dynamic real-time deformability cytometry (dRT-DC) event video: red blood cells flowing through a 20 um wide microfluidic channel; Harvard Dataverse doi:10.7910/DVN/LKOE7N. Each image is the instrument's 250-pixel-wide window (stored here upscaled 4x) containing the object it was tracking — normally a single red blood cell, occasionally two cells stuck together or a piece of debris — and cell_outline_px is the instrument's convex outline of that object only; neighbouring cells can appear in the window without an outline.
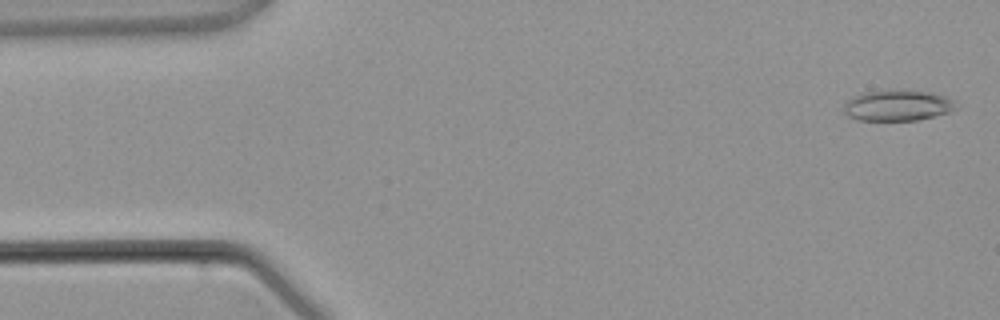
{"species": "common noctule bat (a hibernating species)", "species_latin": "Nyctalus noctula", "temperature_condition": "warm", "stored_images_in_passage": 5, "camera_frame_rate_fps": 3000, "um_per_image_px": 0.085, "animal": {"sex": "male", "body_mass_g": 21.5, "forearm_length_mm": 52.0}, "frame": {"image": 1, "passage_image": 1, "time_ms": 0.0, "image_size_px": [1000, 320], "cell_outline_px": [[956, 108], [948, 112], [916, 120], [856, 120], [848, 116], [844, 112], [844, 104], [852, 96], [860, 92], [904, 88], [928, 92], [944, 96], [956, 100]], "centroid_in_image_um": [76.26, 8.93], "position_along_channel_um": 8.7, "area_um2": 20.52}}
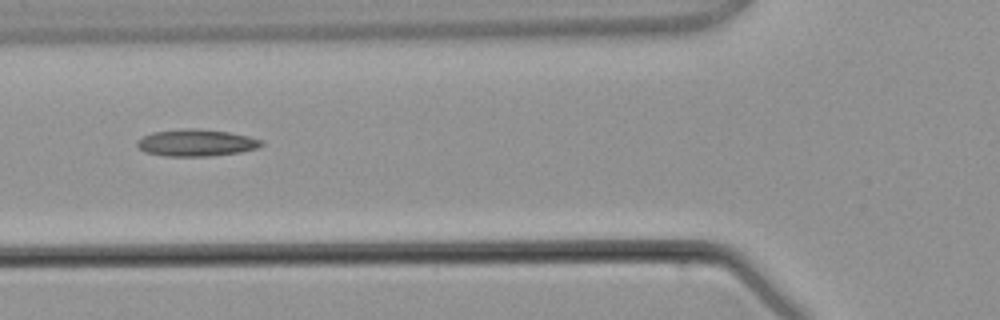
{"frame": {"image": 2, "passage_image": 5, "time_ms": 4.667, "image_size_px": [1000, 320], "cell_outline_px": [[264, 144], [256, 148], [240, 152], [208, 156], [168, 156], [144, 152], [136, 144], [136, 140], [152, 132], [188, 128], [196, 128], [228, 132], [248, 136], [264, 140]], "centroid_in_image_um": [16.68, 12.13], "position_along_channel_um": 109.1, "area_um2": 19.42}}